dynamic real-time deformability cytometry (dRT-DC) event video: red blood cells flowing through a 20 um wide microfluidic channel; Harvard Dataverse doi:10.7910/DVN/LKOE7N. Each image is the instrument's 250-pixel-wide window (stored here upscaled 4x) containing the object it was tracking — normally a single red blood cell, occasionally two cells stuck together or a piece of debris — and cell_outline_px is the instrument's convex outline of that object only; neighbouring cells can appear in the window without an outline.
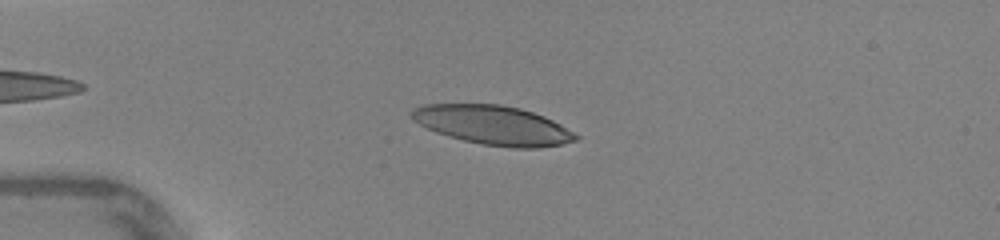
{"species": "human", "species_latin": "Homo sapiens", "temperature_condition": "warm", "stored_images_in_passage": 38, "camera_frame_rate_fps": 3000, "um_per_image_px": 0.085, "donor": {"sex": "female"}, "frame": {"image": 1, "passage_image": 8, "time_ms": 2.333, "image_size_px": [1000, 240], "cell_outline_px": [[580, 136], [576, 140], [560, 144], [536, 148], [512, 148], [484, 144], [464, 140], [448, 136], [436, 132], [412, 120], [408, 112], [412, 108], [424, 104], [500, 104], [520, 108], [544, 116], [560, 124]], "centroid_in_image_um": [41.87, 10.62], "position_along_channel_um": 43.1, "area_um2": 37.34}}
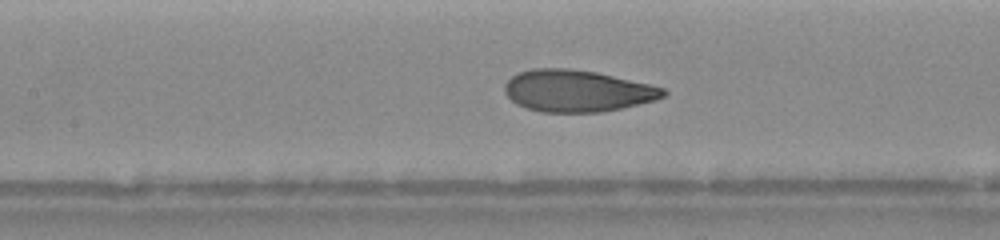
{"frame": {"image": 2, "passage_image": 18, "time_ms": 5.667, "image_size_px": [1000, 240], "cell_outline_px": [[668, 92], [664, 96], [656, 100], [620, 108], [600, 112], [540, 112], [524, 108], [516, 104], [504, 92], [504, 84], [512, 76], [520, 72], [532, 68], [568, 68], [596, 72], [648, 84], [664, 88]], "centroid_in_image_um": [49.02, 7.73], "position_along_channel_um": 158.4, "area_um2": 38.55}}
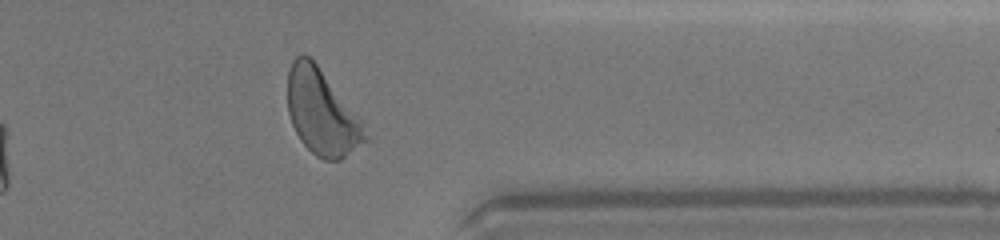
{"frame": {"image": 3, "passage_image": 34, "time_ms": 11.0, "image_size_px": [1000, 240], "cell_outline_px": [[368, 140], [340, 160], [324, 160], [316, 156], [300, 140], [292, 124], [288, 112], [288, 72], [292, 60], [296, 56], [308, 56], [316, 64], [360, 116], [368, 136]], "centroid_in_image_um": [27.37, 9.58], "position_along_channel_um": 384.0, "area_um2": 38.32}, "authors_computed_cell_mechanics": {"area_um2": 38.2347, "velocity_mm_per_s": 4.3543, "shape_relaxation_time_tau1_ms": 2.9099, "shape_relaxation_time_tau2_ms": null, "deformation_change_tau1": 0.1682, "deformation_change_tau2": null}}